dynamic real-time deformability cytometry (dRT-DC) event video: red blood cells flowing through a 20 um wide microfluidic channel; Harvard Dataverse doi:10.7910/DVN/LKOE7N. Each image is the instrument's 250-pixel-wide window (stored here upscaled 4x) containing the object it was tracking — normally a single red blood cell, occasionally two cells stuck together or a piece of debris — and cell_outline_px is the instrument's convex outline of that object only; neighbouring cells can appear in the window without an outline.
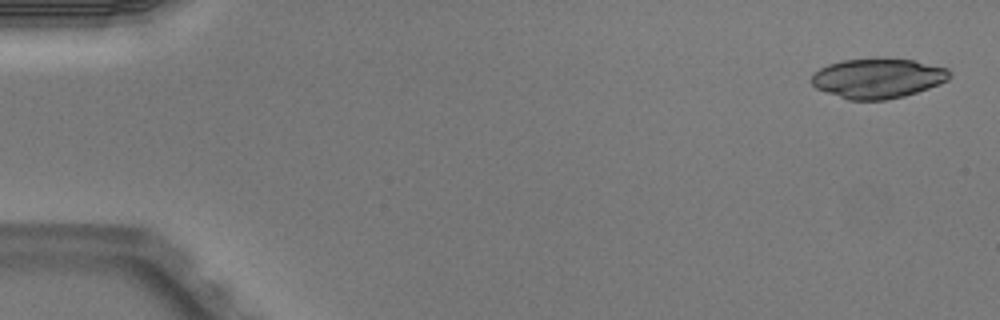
{"species": "Egyptian fruit bat (a non-hibernating species)", "species_latin": "Rousettus aegyptiacus", "temperature_condition": "warm", "stored_images_in_passage": 4, "camera_frame_rate_fps": 3000, "um_per_image_px": 0.085, "animal": {"sex": "male"}, "frame": {"image": 1, "passage_image": 1, "time_ms": 0.0, "image_size_px": [1000, 320], "cell_outline_px": [[952, 76], [948, 80], [940, 84], [904, 96], [884, 100], [848, 100], [816, 88], [812, 84], [812, 76], [820, 68], [828, 64], [844, 60], [884, 56], [916, 60], [948, 68], [952, 72]], "centroid_in_image_um": [74.67, 6.62], "position_along_channel_um": 10.3, "area_um2": 32.66}}